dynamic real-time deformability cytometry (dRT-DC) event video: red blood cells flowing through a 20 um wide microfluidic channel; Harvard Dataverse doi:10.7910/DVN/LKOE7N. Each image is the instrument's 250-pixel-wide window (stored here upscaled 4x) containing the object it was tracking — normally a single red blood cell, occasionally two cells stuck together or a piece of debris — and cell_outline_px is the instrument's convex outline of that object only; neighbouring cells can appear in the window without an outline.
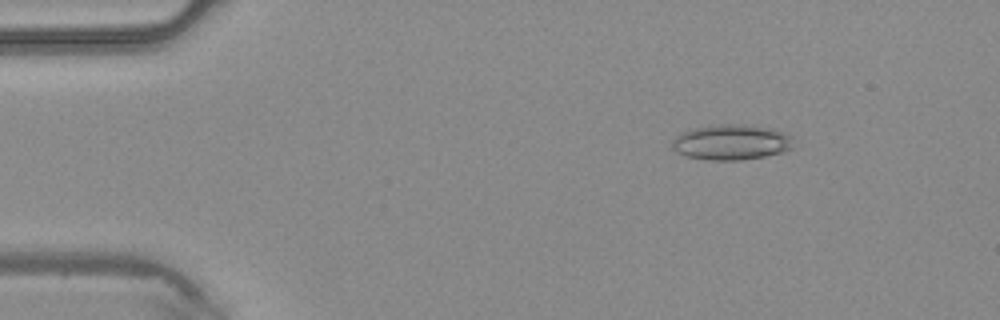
{"species": "common noctule bat (a hibernating species)", "species_latin": "Nyctalus noctula", "temperature_condition": "warm", "stored_images_in_passage": 3, "camera_frame_rate_fps": 3000, "um_per_image_px": 0.085, "animal": {"sex": "male", "body_mass_g": 20.4}, "frame": {"image": 1, "passage_image": 1, "time_ms": 0.0, "image_size_px": [1000, 320], "cell_outline_px": [[792, 148], [784, 152], [764, 156], [740, 160], [708, 160], [688, 156], [676, 152], [672, 148], [672, 140], [680, 132], [692, 128], [720, 124], [744, 124], [772, 128], [784, 132], [792, 136]], "centroid_in_image_um": [62.16, 12.08], "position_along_channel_um": 22.8, "area_um2": 25.2}}